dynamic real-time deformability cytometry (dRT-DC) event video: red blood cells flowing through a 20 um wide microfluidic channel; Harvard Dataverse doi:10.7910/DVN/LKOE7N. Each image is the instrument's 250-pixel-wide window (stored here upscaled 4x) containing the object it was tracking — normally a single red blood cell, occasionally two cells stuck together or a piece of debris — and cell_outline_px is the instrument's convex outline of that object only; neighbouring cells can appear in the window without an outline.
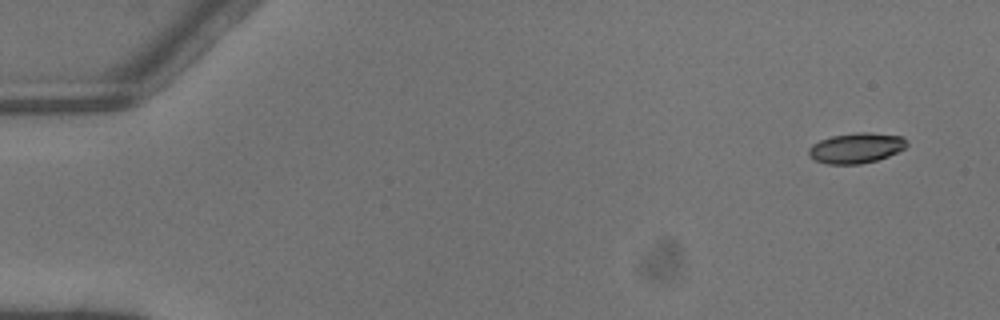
{"species": "common noctule bat (a hibernating species)", "species_latin": "Nyctalus noctula", "temperature_condition": "warm", "stored_images_in_passage": 4, "camera_frame_rate_fps": 3000, "um_per_image_px": 0.085, "animal": {"sex": "male", "body_mass_g": 13.3}, "frame": {"image": 1, "passage_image": 1, "time_ms": 0.0, "image_size_px": [1000, 320], "cell_outline_px": [[908, 144], [904, 148], [888, 156], [876, 160], [860, 164], [828, 164], [816, 160], [808, 156], [808, 148], [812, 144], [820, 140], [832, 136], [856, 132], [868, 132], [904, 136]], "centroid_in_image_um": [72.76, 12.57], "position_along_channel_um": 12.2, "area_um2": 17.34}}
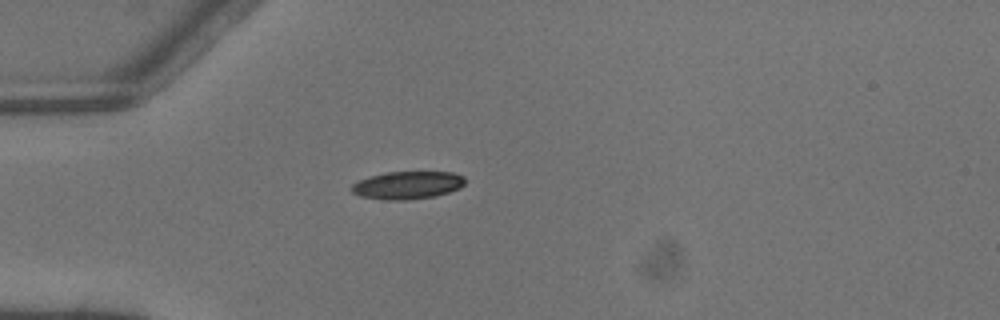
{"frame": {"image": 2, "passage_image": 4, "time_ms": 1.0, "image_size_px": [1000, 320], "cell_outline_px": [[464, 184], [460, 188], [436, 196], [404, 200], [384, 200], [360, 196], [352, 192], [352, 184], [360, 180], [372, 176], [388, 172], [452, 172], [464, 176]], "centroid_in_image_um": [34.65, 15.74], "position_along_channel_um": 50.3, "area_um2": 18.21}}